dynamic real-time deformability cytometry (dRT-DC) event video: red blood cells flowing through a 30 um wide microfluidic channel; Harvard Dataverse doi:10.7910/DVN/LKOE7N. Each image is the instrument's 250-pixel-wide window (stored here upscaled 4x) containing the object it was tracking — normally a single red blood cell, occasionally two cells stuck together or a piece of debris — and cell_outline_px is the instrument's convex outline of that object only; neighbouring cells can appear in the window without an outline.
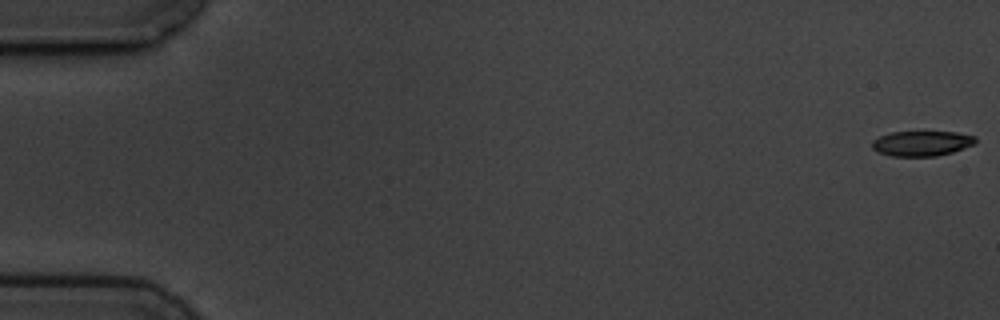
{"species": "common noctule bat (a hibernating species)", "species_latin": "Nyctalus noctula", "temperature_condition": "cold", "stored_images_in_passage": 7, "camera_frame_rate_fps": 3000, "um_per_image_px": 0.085, "animal": {"sex": "male", "body_mass_g": 19.5, "forearm_length_mm": 54.6}, "frame": {"image": 1, "passage_image": 1, "time_ms": 0.0, "image_size_px": [1000, 320], "cell_outline_px": [[976, 144], [952, 152], [936, 156], [892, 156], [880, 152], [872, 148], [872, 140], [880, 136], [892, 132], [956, 132], [976, 136]], "centroid_in_image_um": [78.38, 12.18], "position_along_channel_um": 6.6, "area_um2": 15.09}}
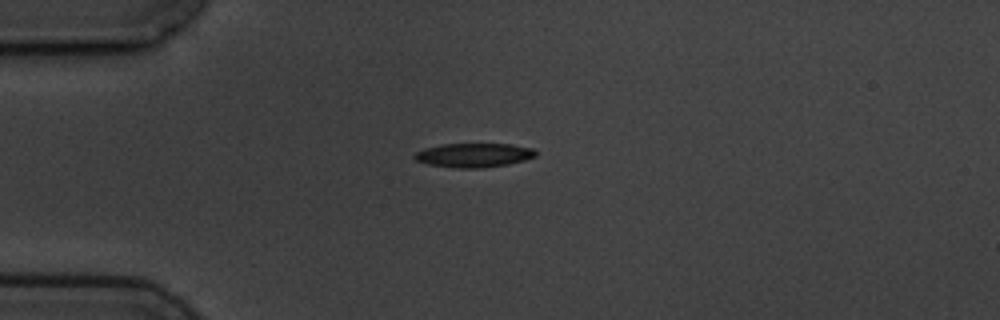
{"frame": {"image": 2, "passage_image": 5, "time_ms": 4.667, "image_size_px": [1000, 320], "cell_outline_px": [[536, 156], [524, 160], [508, 164], [480, 168], [456, 168], [428, 164], [416, 160], [412, 156], [416, 152], [424, 148], [444, 144], [512, 144], [532, 148], [536, 152]], "centroid_in_image_um": [40.26, 13.19], "position_along_channel_um": 44.7, "area_um2": 16.94}}
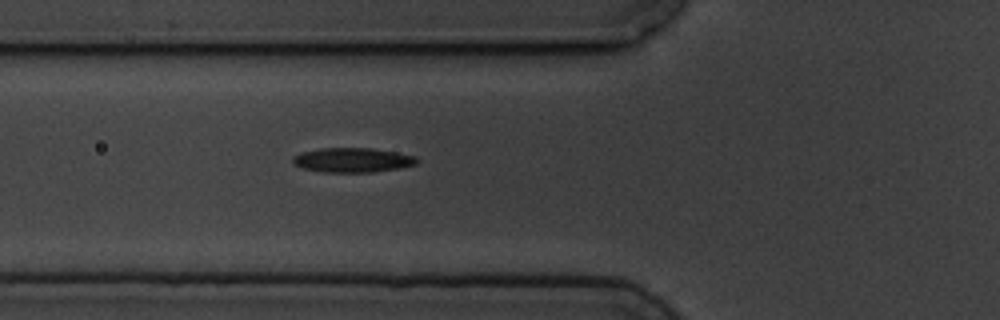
{"frame": {"image": 3, "passage_image": 7, "time_ms": 6.667, "image_size_px": [1000, 320], "cell_outline_px": [[420, 160], [416, 164], [400, 168], [372, 172], [324, 172], [304, 168], [292, 164], [292, 156], [300, 152], [320, 148], [372, 148], [396, 152], [416, 156]], "centroid_in_image_um": [29.96, 13.6], "position_along_channel_um": 95.8, "area_um2": 17.86}}